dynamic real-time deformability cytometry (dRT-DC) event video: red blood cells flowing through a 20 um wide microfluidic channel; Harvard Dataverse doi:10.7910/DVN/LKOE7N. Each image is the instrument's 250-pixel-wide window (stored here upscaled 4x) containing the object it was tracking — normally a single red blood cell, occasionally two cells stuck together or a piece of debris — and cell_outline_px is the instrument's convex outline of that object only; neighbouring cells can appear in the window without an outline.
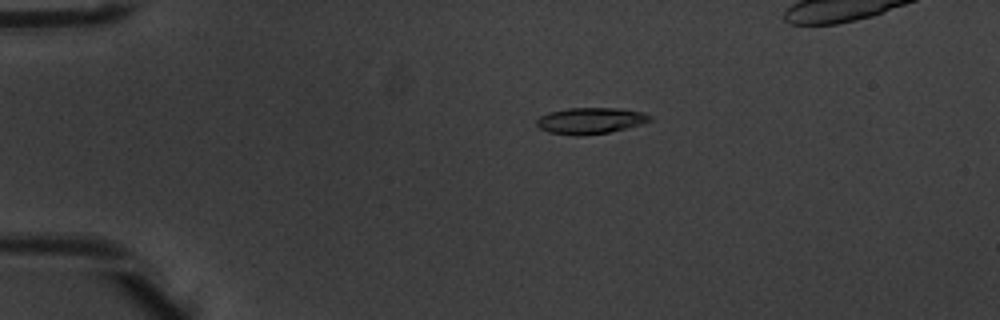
{"species": "common noctule bat (a hibernating species)", "species_latin": "Nyctalus noctula", "temperature_condition": "warm", "stored_images_in_passage": 6, "camera_frame_rate_fps": 3000, "um_per_image_px": 0.085, "animal": {"sex": "male", "body_mass_g": 20.1, "forearm_length_mm": 53.5}, "frame": {"image": 1, "passage_image": 4, "time_ms": 1.0, "image_size_px": [1000, 320], "cell_outline_px": [[652, 120], [640, 124], [608, 132], [576, 136], [548, 132], [540, 128], [536, 124], [536, 120], [540, 116], [548, 112], [568, 108], [616, 108], [640, 112], [652, 116]], "centroid_in_image_um": [50.13, 10.25], "position_along_channel_um": 34.9, "area_um2": 17.11}}